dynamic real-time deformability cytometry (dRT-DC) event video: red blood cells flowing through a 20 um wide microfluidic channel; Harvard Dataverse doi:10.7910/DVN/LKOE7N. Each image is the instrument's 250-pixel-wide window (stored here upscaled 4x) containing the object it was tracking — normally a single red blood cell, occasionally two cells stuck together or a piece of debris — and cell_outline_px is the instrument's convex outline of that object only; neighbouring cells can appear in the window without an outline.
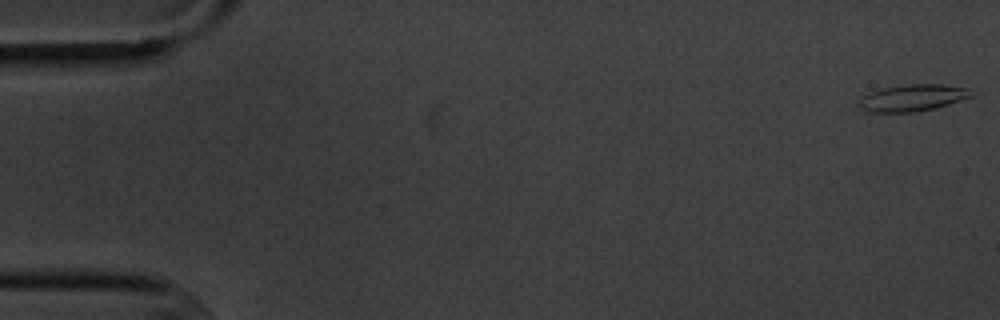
{"species": "common noctule bat (a hibernating species)", "species_latin": "Nyctalus noctula", "temperature_condition": "cold", "stored_images_in_passage": 4, "camera_frame_rate_fps": 3000, "um_per_image_px": 0.085, "animal": {"sex": "male", "body_mass_g": 20.1, "forearm_length_mm": 53.5}, "frame": {"image": 1, "passage_image": 1, "time_ms": 0.0, "image_size_px": [1000, 320], "cell_outline_px": [[972, 96], [936, 108], [916, 112], [868, 112], [860, 108], [856, 104], [868, 92], [884, 88], [904, 84], [940, 84], [968, 88]], "centroid_in_image_um": [77.52, 8.32], "position_along_channel_um": 7.5, "area_um2": 17.46}}